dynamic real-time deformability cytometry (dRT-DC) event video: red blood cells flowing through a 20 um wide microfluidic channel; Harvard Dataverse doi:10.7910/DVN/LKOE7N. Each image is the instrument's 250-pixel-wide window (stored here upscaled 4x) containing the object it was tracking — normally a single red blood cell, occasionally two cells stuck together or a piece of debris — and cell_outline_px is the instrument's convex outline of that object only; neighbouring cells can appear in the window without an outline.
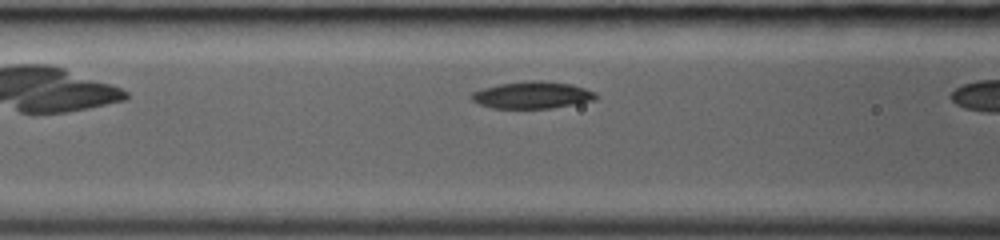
{"species": "common noctule bat (a hibernating species)", "species_latin": "Nyctalus noctula", "temperature_condition": "room temperature", "stored_images_in_passage": 5, "camera_frame_rate_fps": 3000, "um_per_image_px": 0.085, "animal": {"sex": "female", "body_mass_g": 19.0, "forearm_length_mm": 53.3}, "frame": {"image": 1, "passage_image": 4, "time_ms": 1.0, "image_size_px": [1000, 240], "cell_outline_px": [[596, 100], [552, 108], [492, 108], [480, 104], [472, 100], [468, 96], [472, 92], [484, 88], [500, 84], [528, 80], [544, 80], [572, 84], [596, 92]], "centroid_in_image_um": [45.24, 8.07], "position_along_channel_um": 121.4, "area_um2": 19.65}}